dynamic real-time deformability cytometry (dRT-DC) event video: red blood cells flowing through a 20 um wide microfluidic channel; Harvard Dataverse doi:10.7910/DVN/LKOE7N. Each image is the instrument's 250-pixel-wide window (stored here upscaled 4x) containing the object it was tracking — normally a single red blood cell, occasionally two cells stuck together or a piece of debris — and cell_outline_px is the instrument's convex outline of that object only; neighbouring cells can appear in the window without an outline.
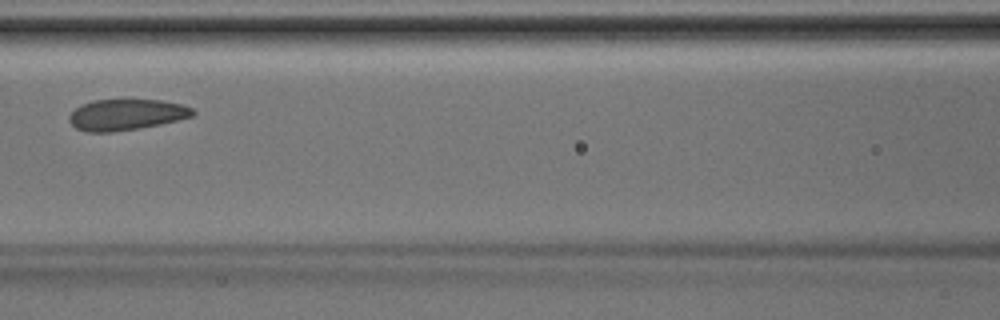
{"species": "Egyptian fruit bat (a non-hibernating species)", "species_latin": "Rousettus aegyptiacus", "temperature_condition": "room temperature", "stored_images_in_passage": 6, "camera_frame_rate_fps": 3000, "um_per_image_px": 0.085, "animal": {"sex": "male"}, "frame": {"image": 1, "passage_image": 6, "time_ms": 1.667, "image_size_px": [1000, 320], "cell_outline_px": [[196, 112], [192, 116], [160, 124], [140, 128], [112, 132], [84, 132], [76, 128], [68, 120], [68, 116], [80, 104], [92, 100], [160, 100], [184, 104], [192, 108]], "centroid_in_image_um": [10.71, 9.74], "position_along_channel_um": 155.9, "area_um2": 22.43}}